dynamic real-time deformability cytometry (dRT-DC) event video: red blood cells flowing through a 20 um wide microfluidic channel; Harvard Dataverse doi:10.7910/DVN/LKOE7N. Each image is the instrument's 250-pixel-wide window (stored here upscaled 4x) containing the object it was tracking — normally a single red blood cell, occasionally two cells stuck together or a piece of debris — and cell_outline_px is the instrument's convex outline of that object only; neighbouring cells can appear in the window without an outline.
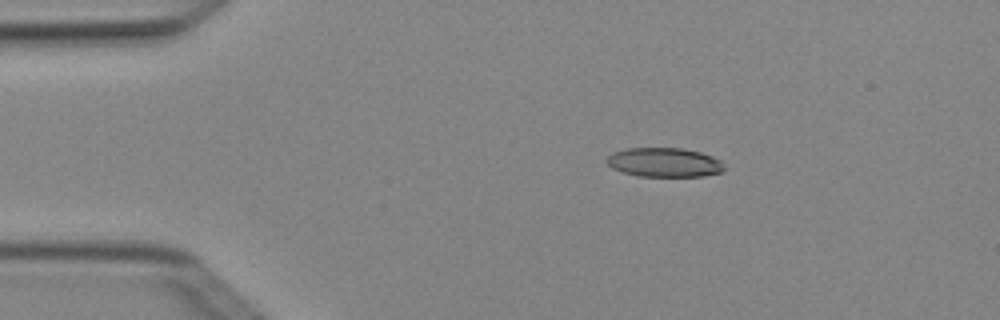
{"species": "Egyptian fruit bat (a non-hibernating species)", "species_latin": "Rousettus aegyptiacus", "temperature_condition": "cold", "stored_images_in_passage": 5, "camera_frame_rate_fps": 3000, "um_per_image_px": 0.085, "animal": {"sex": "female"}, "frame": {"image": 1, "passage_image": 2, "time_ms": 0.333, "image_size_px": [1000, 320], "cell_outline_px": [[724, 172], [704, 176], [640, 176], [624, 172], [612, 168], [604, 160], [612, 152], [624, 148], [684, 148], [700, 152], [712, 156], [720, 160], [724, 164]], "centroid_in_image_um": [56.47, 13.79], "position_along_channel_um": 28.5, "area_um2": 20.17}}
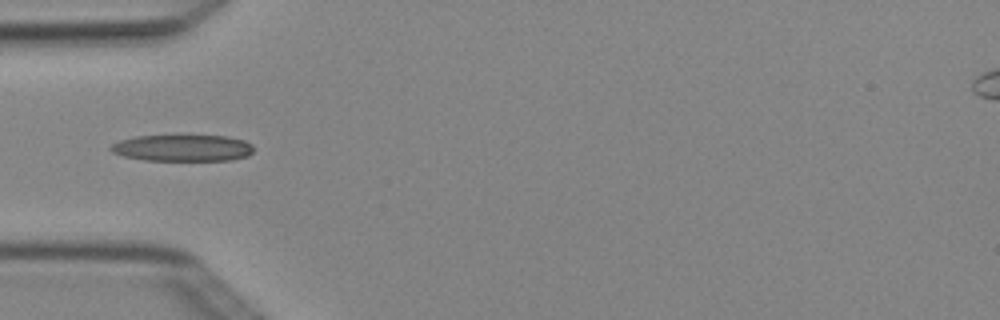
{"frame": {"image": 2, "passage_image": 4, "time_ms": 1.0, "image_size_px": [1000, 320], "cell_outline_px": [[252, 152], [248, 156], [232, 160], [144, 160], [124, 156], [112, 152], [108, 148], [112, 144], [120, 140], [136, 136], [228, 136], [244, 140], [252, 144]], "centroid_in_image_um": [15.53, 12.58], "position_along_channel_um": 69.5, "area_um2": 22.02}}
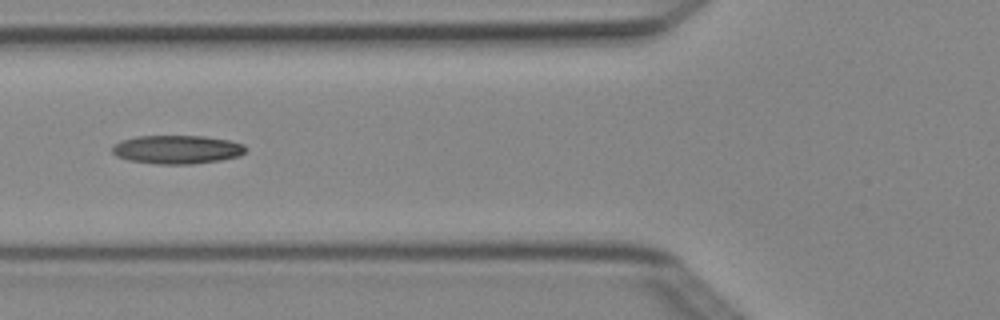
{"frame": {"image": 3, "passage_image": 5, "time_ms": 1.333, "image_size_px": [1000, 320], "cell_outline_px": [[248, 148], [240, 156], [220, 160], [192, 164], [160, 164], [128, 160], [116, 156], [112, 152], [112, 144], [120, 140], [136, 136], [204, 136], [228, 140], [244, 144]], "centroid_in_image_um": [15.03, 12.7], "position_along_channel_um": 110.8, "area_um2": 22.37}}